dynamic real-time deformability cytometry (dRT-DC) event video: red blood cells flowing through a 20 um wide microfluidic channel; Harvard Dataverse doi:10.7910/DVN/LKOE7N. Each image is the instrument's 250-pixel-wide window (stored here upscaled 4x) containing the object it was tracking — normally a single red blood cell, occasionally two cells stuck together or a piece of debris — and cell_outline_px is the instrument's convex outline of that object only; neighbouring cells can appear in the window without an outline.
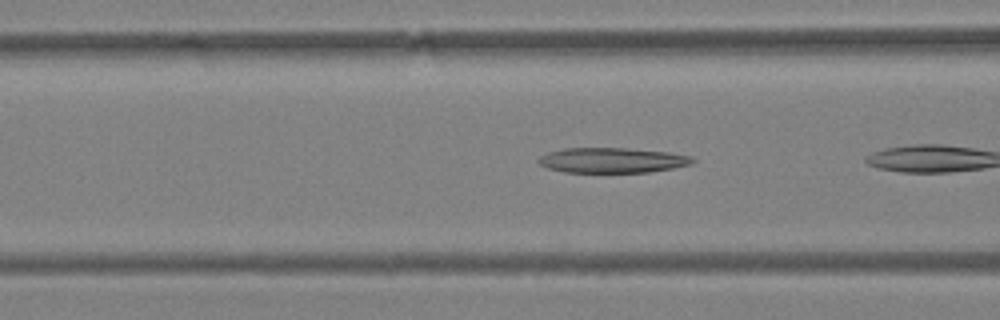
{"species": "Egyptian fruit bat (a non-hibernating species)", "species_latin": "Rousettus aegyptiacus", "temperature_condition": "warm", "stored_images_in_passage": 4, "camera_frame_rate_fps": 3000, "um_per_image_px": 0.085, "animal": {"sex": "female"}, "frame": {"image": 1, "passage_image": 3, "time_ms": 0.667, "image_size_px": [1000, 320], "cell_outline_px": [[696, 160], [692, 164], [672, 168], [648, 172], [564, 172], [548, 168], [540, 164], [536, 160], [540, 156], [548, 152], [564, 148], [628, 148], [668, 152], [692, 156]], "centroid_in_image_um": [52.04, 13.62], "position_along_channel_um": 114.6, "area_um2": 22.6}}